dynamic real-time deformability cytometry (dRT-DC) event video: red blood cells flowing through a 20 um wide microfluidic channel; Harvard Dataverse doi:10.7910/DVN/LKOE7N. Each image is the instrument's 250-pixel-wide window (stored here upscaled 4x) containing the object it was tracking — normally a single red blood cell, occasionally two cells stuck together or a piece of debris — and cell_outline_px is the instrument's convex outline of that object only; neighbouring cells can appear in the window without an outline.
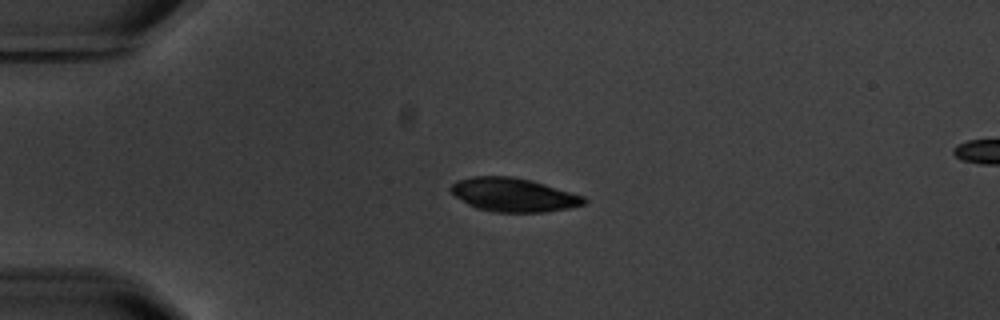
{"species": "common noctule bat (a hibernating species)", "species_latin": "Nyctalus noctula", "temperature_condition": "warm", "stored_images_in_passage": 5, "camera_frame_rate_fps": 3000, "um_per_image_px": 0.085, "animal": {"sex": "male", "body_mass_g": 20.1, "forearm_length_mm": 53.5}, "frame": {"image": 1, "passage_image": 3, "time_ms": 2.333, "image_size_px": [1000, 320], "cell_outline_px": [[588, 204], [568, 208], [544, 212], [492, 212], [476, 208], [468, 204], [456, 196], [448, 188], [452, 184], [460, 180], [472, 176], [512, 176], [532, 180], [584, 196], [588, 200]], "centroid_in_image_um": [43.68, 16.56], "position_along_channel_um": 41.3, "area_um2": 26.18}}
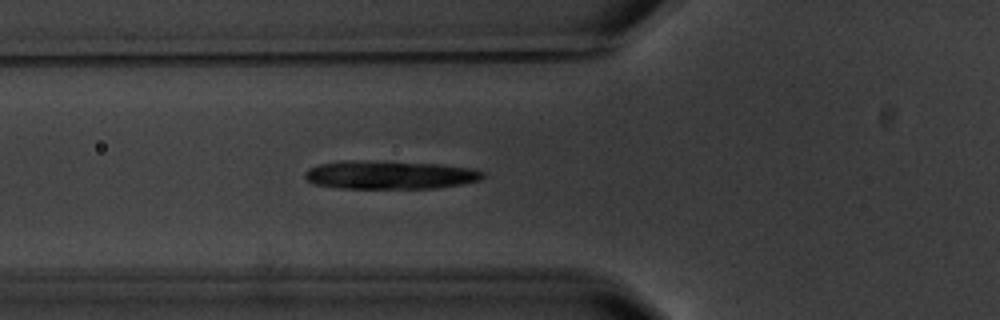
{"frame": {"image": 2, "passage_image": 5, "time_ms": 4.667, "image_size_px": [1000, 320], "cell_outline_px": [[484, 176], [480, 180], [464, 184], [436, 188], [340, 188], [312, 184], [304, 176], [304, 172], [308, 168], [320, 164], [352, 160], [440, 164], [476, 168], [484, 172]], "centroid_in_image_um": [33.17, 14.87], "position_along_channel_um": 92.6, "area_um2": 29.48}}